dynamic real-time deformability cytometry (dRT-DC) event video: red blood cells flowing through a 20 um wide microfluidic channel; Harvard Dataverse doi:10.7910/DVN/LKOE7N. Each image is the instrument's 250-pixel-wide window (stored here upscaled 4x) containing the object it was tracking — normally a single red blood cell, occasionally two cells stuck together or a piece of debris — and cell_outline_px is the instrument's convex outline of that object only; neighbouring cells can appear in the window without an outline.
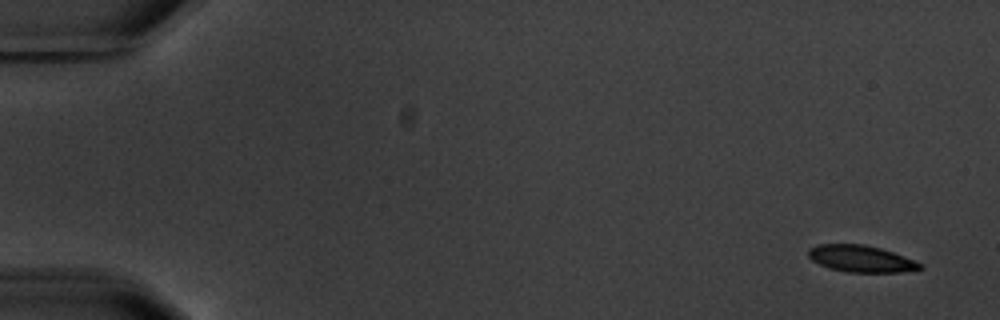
{"species": "common noctule bat (a hibernating species)", "species_latin": "Nyctalus noctula", "temperature_condition": "warm", "stored_images_in_passage": 6, "camera_frame_rate_fps": 3000, "um_per_image_px": 0.085, "animal": {"sex": "male", "body_mass_g": 20.1, "forearm_length_mm": 53.5}, "frame": {"image": 1, "passage_image": 1, "time_ms": 0.0, "image_size_px": [1000, 320], "cell_outline_px": [[924, 268], [904, 272], [848, 272], [828, 268], [812, 260], [808, 256], [808, 248], [820, 244], [864, 244], [880, 248], [916, 260], [924, 264]], "centroid_in_image_um": [73.22, 21.99], "position_along_channel_um": 11.8, "area_um2": 17.51}}
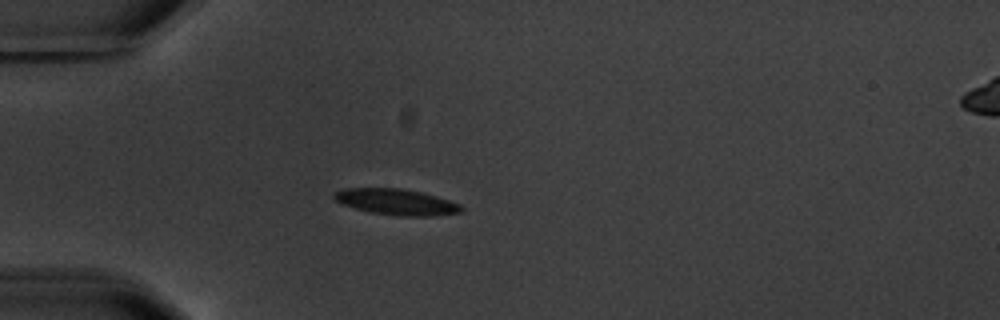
{"frame": {"image": 2, "passage_image": 5, "time_ms": 4.667, "image_size_px": [1000, 320], "cell_outline_px": [[464, 208], [460, 212], [432, 216], [400, 216], [368, 212], [344, 204], [336, 200], [332, 196], [332, 192], [344, 188], [400, 188], [420, 192], [436, 196], [460, 204]], "centroid_in_image_um": [33.66, 17.16], "position_along_channel_um": 51.3, "area_um2": 19.19}}